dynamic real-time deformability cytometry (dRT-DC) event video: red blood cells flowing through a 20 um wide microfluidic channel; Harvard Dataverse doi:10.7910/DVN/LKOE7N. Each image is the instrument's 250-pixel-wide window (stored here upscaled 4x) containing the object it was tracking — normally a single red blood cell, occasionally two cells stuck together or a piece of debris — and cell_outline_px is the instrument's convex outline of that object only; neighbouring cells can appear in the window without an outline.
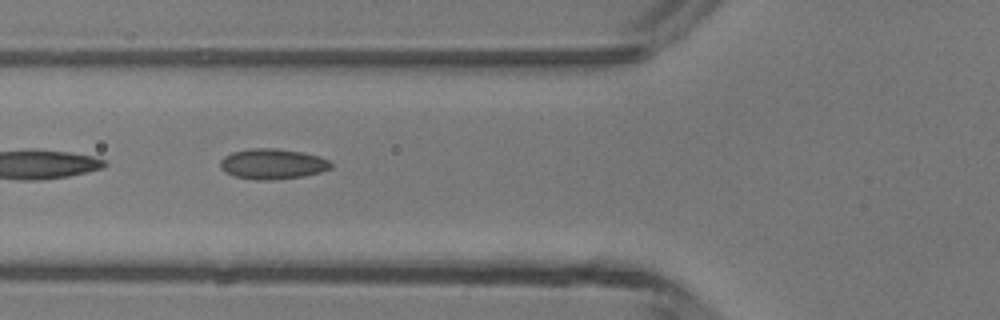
{"species": "common noctule bat (a hibernating species)", "species_latin": "Nyctalus noctula", "temperature_condition": "room temperature", "stored_images_in_passage": 4, "camera_frame_rate_fps": 3000, "um_per_image_px": 0.085, "animal": {"sex": "male", "body_mass_g": 13.3}, "frame": {"image": 1, "passage_image": 3, "time_ms": 2.333, "image_size_px": [1000, 320], "cell_outline_px": [[332, 168], [320, 172], [304, 176], [276, 180], [256, 180], [232, 176], [224, 172], [220, 168], [220, 160], [224, 156], [232, 152], [252, 148], [276, 148], [304, 152], [320, 156], [328, 160], [332, 164]], "centroid_in_image_um": [23.15, 13.94], "position_along_channel_um": 102.6, "area_um2": 19.94}}
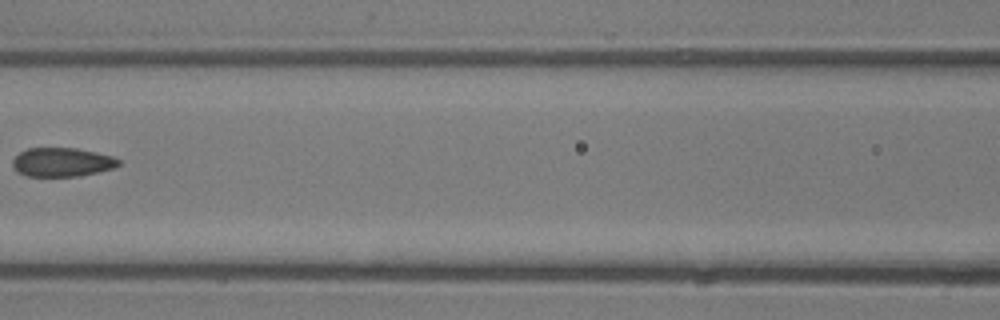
{"frame": {"image": 2, "passage_image": 4, "time_ms": 3.667, "image_size_px": [1000, 320], "cell_outline_px": [[120, 164], [116, 168], [80, 176], [28, 176], [16, 172], [12, 164], [12, 160], [20, 152], [28, 148], [76, 148], [96, 152], [112, 156], [120, 160]], "centroid_in_image_um": [5.28, 13.79], "position_along_channel_um": 161.3, "area_um2": 17.98}}